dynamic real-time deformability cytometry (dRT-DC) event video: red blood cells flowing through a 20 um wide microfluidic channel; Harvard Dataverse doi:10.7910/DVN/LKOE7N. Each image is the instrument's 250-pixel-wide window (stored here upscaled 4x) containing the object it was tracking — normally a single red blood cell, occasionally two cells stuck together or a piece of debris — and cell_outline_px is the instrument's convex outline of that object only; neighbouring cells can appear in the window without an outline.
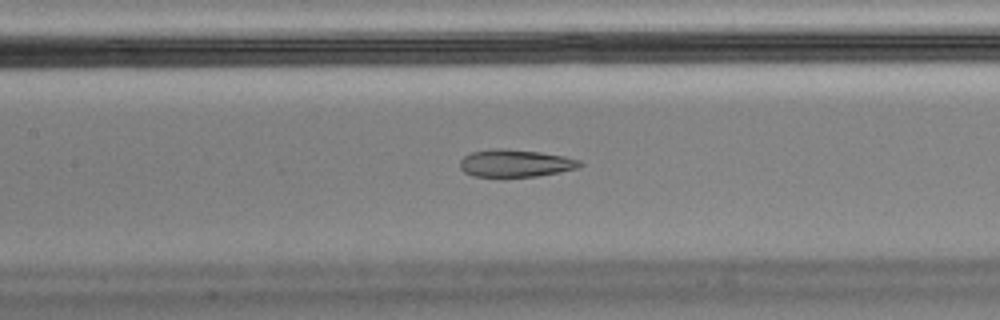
{"species": "Egyptian fruit bat (a non-hibernating species)", "species_latin": "Rousettus aegyptiacus", "temperature_condition": "cold", "stored_images_in_passage": 56, "camera_frame_rate_fps": 3000, "um_per_image_px": 0.085, "animal": {"sex": "male"}, "frame": {"image": 1, "passage_image": 25, "time_ms": 8.0, "image_size_px": [1000, 320], "cell_outline_px": [[584, 164], [580, 168], [560, 172], [536, 176], [472, 176], [464, 172], [460, 168], [460, 160], [464, 156], [472, 152], [496, 148], [504, 148], [540, 152], [564, 156], [580, 160]], "centroid_in_image_um": [43.83, 13.87], "position_along_channel_um": 163.6, "area_um2": 19.19}, "authors_computed_cell_mechanics": {"area_um2": 20.519, "velocity_mm_per_s": 3.4949, "shape_relaxation_time_tau1_ms": null, "shape_relaxation_time_tau2_ms": 0.9517, "deformation_change_tau1": null, "deformation_change_tau2": 0.0753}}